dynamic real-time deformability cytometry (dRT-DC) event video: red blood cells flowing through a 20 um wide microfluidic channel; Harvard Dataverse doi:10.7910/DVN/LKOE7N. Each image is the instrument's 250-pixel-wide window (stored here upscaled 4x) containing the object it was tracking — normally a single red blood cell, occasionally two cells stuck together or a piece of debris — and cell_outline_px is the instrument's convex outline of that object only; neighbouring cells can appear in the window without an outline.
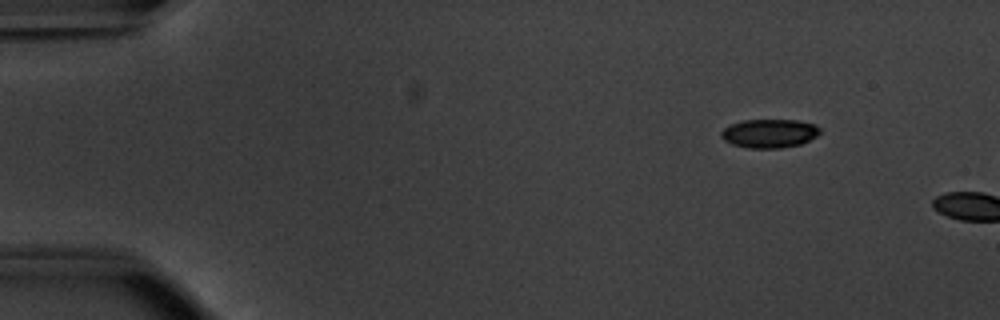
{"species": "common noctule bat (a hibernating species)", "species_latin": "Nyctalus noctula", "temperature_condition": "warm", "stored_images_in_passage": 4, "camera_frame_rate_fps": 3000, "um_per_image_px": 0.085, "animal": {"sex": "male", "body_mass_g": 20.1, "forearm_length_mm": 53.5}, "frame": {"image": 1, "passage_image": 1, "time_ms": 0.0, "image_size_px": [1000, 320], "cell_outline_px": [[820, 132], [816, 136], [800, 144], [780, 148], [748, 148], [732, 144], [724, 140], [720, 136], [720, 132], [724, 128], [732, 124], [744, 120], [796, 120], [816, 124], [820, 128]], "centroid_in_image_um": [65.39, 11.34], "position_along_channel_um": 19.6, "area_um2": 16.47}}